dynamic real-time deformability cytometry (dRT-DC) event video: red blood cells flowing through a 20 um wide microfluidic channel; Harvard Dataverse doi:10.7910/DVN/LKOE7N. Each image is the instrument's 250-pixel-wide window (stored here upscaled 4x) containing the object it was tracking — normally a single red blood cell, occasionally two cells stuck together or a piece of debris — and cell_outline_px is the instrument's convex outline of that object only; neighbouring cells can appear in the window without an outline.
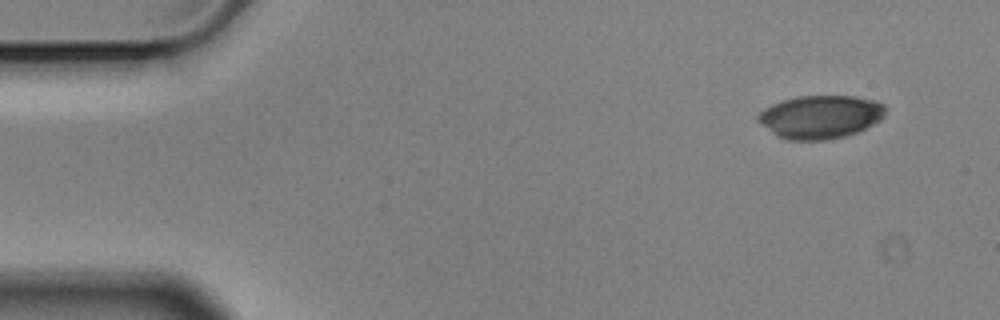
{"species": "Egyptian fruit bat (a non-hibernating species)", "species_latin": "Rousettus aegyptiacus", "temperature_condition": "cold", "stored_images_in_passage": 9, "camera_frame_rate_fps": 3000, "um_per_image_px": 0.085, "animal": {"sex": "male"}, "frame": {"image": 1, "passage_image": 1, "time_ms": 0.0, "image_size_px": [1000, 320], "cell_outline_px": [[888, 108], [884, 116], [880, 120], [856, 132], [844, 136], [824, 140], [788, 140], [776, 136], [760, 124], [756, 120], [756, 116], [764, 108], [772, 104], [796, 96], [856, 96], [872, 100], [884, 104]], "centroid_in_image_um": [69.71, 9.93], "position_along_channel_um": 15.3, "area_um2": 32.19}}
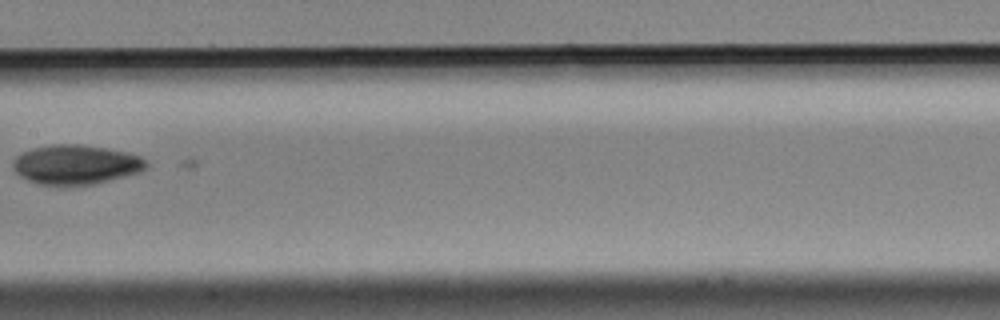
{"frame": {"image": 2, "passage_image": 8, "time_ms": 2.333, "image_size_px": [1000, 320], "cell_outline_px": [[148, 168], [140, 172], [92, 184], [68, 188], [60, 188], [36, 184], [20, 176], [12, 168], [12, 160], [16, 156], [32, 148], [52, 144], [80, 144], [128, 152], [140, 156], [148, 164]], "centroid_in_image_um": [6.4, 14.03], "position_along_channel_um": 201.0, "area_um2": 31.39}}
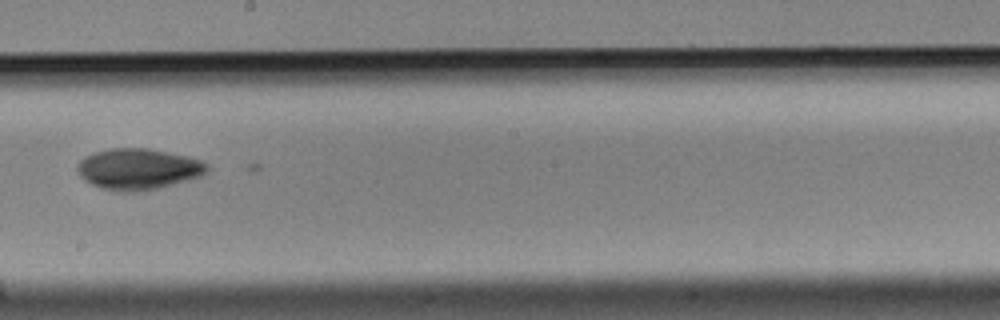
{"frame": {"image": 3, "passage_image": 9, "time_ms": 2.667, "image_size_px": [1000, 320], "cell_outline_px": [[212, 168], [208, 172], [192, 180], [144, 192], [120, 192], [104, 188], [92, 184], [84, 180], [80, 176], [76, 168], [76, 164], [84, 156], [96, 152], [112, 148], [148, 148], [188, 156], [200, 160], [208, 164]], "centroid_in_image_um": [11.8, 14.38], "position_along_channel_um": 236.4, "area_um2": 31.56}}